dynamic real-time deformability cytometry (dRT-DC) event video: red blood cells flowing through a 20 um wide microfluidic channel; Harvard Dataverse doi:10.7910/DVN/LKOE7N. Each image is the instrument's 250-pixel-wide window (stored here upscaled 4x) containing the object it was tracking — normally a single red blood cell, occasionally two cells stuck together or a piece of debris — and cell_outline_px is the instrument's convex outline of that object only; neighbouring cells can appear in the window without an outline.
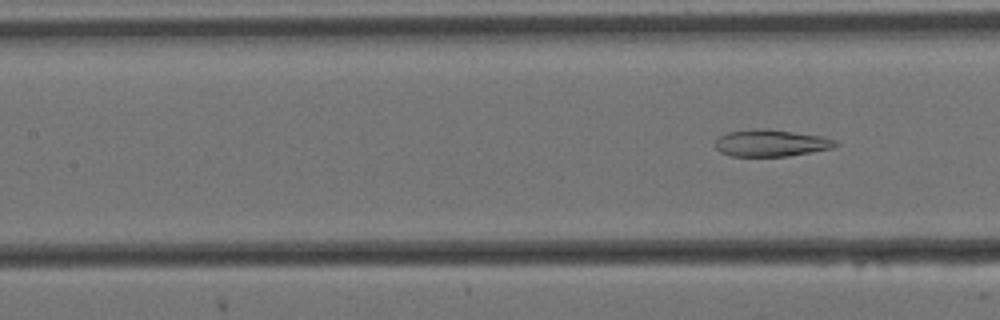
{"species": "Egyptian fruit bat (a non-hibernating species)", "species_latin": "Rousettus aegyptiacus", "temperature_condition": "cold", "stored_images_in_passage": 5, "segment_of_instrument_passage": [2, 2], "camera_frame_rate_fps": 3000, "um_per_image_px": 0.085, "animal": {"sex": "female"}, "frame": {"image": 1, "passage_image": 5, "time_ms": 1.333, "image_size_px": [1000, 320], "cell_outline_px": [[840, 144], [832, 148], [788, 156], [732, 156], [720, 152], [716, 148], [716, 140], [720, 136], [728, 132], [756, 128], [768, 128], [820, 136], [836, 140]], "centroid_in_image_um": [65.54, 12.15], "position_along_channel_um": 141.9, "area_um2": 18.79}}